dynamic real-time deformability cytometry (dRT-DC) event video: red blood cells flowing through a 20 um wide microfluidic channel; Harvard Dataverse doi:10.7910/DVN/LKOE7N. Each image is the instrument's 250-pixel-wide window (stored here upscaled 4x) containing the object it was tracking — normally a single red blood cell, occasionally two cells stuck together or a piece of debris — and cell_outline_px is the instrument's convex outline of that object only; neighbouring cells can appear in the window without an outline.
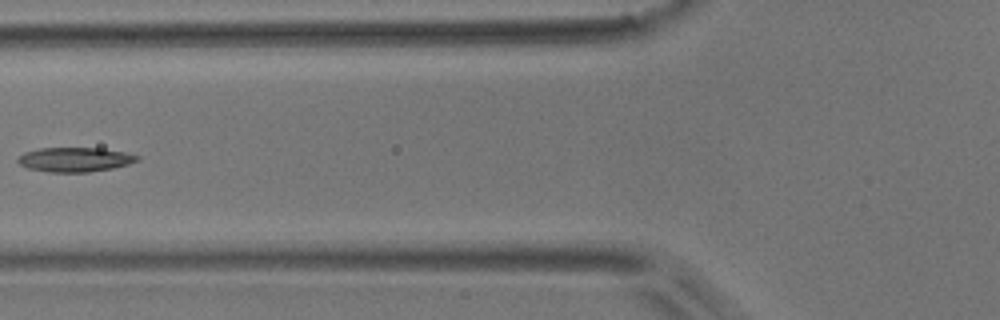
{"species": "common noctule bat (a hibernating species)", "species_latin": "Nyctalus noctula", "temperature_condition": "room temperature", "stored_images_in_passage": 6, "camera_frame_rate_fps": 3000, "um_per_image_px": 0.085, "animal": {"sex": "male", "body_mass_g": 17.9}, "frame": {"image": 1, "passage_image": 6, "time_ms": 6.333, "image_size_px": [1000, 320], "cell_outline_px": [[140, 160], [128, 164], [112, 168], [88, 172], [48, 172], [28, 168], [20, 164], [16, 160], [24, 152], [40, 148], [100, 148], [124, 152], [140, 156]], "centroid_in_image_um": [6.37, 13.56], "position_along_channel_um": 119.4, "area_um2": 16.94}}